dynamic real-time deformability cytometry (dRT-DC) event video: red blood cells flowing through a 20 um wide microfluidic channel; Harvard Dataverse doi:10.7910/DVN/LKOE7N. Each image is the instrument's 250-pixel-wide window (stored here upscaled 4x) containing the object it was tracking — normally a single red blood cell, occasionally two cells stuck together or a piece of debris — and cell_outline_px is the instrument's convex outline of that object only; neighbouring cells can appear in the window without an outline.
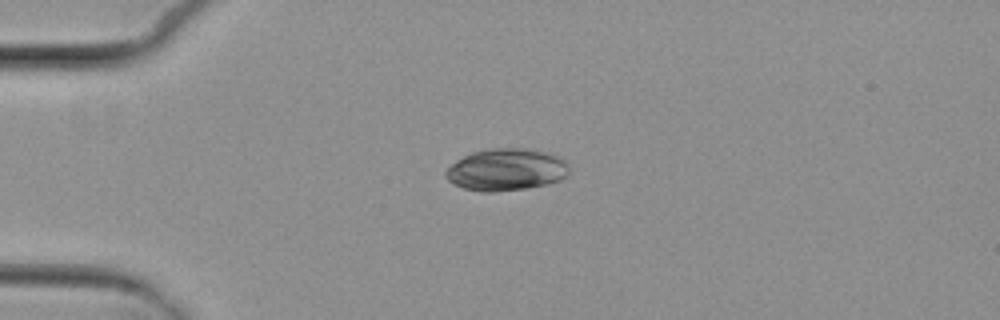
{"species": "common noctule bat (a hibernating species)", "species_latin": "Nyctalus noctula", "temperature_condition": "cold", "stored_images_in_passage": 4, "camera_frame_rate_fps": 3000, "um_per_image_px": 0.085, "animal": {"sex": "female", "body_mass_g": 29.2, "forearm_length_mm": 56.3}, "frame": {"image": 1, "passage_image": 3, "time_ms": 2.333, "image_size_px": [1000, 320], "cell_outline_px": [[568, 172], [560, 180], [548, 184], [524, 188], [492, 192], [480, 192], [464, 188], [448, 180], [444, 176], [444, 172], [456, 160], [472, 152], [488, 148], [528, 148], [560, 156], [568, 164]], "centroid_in_image_um": [43.02, 14.41], "position_along_channel_um": 42.0, "area_um2": 30.23}}